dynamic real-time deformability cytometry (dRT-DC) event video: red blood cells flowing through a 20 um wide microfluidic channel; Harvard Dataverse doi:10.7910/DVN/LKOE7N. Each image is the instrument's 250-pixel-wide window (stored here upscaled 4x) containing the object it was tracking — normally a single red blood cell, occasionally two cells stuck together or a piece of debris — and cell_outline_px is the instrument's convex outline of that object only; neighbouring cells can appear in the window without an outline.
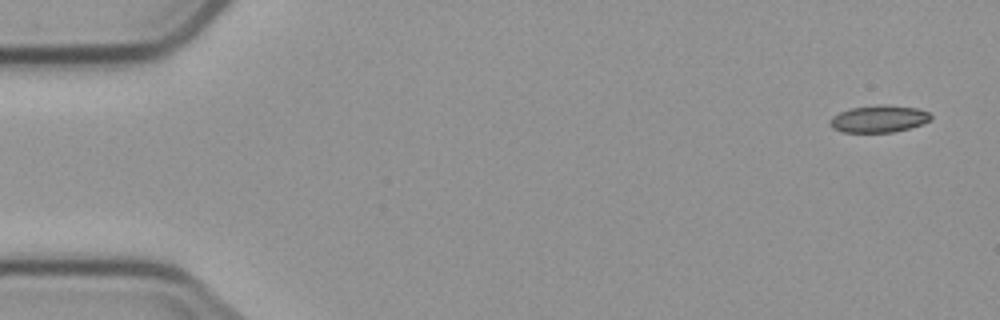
{"species": "common noctule bat (a hibernating species)", "species_latin": "Nyctalus noctula", "temperature_condition": "cold", "stored_images_in_passage": 6, "segment_of_instrument_passage": [2, 2], "camera_frame_rate_fps": 3000, "um_per_image_px": 0.085, "animal": {"sex": "male", "body_mass_g": 23.1, "forearm_length_mm": 52.7}, "frame": {"image": 1, "passage_image": 6, "time_ms": 6.667, "image_size_px": [1000, 320], "cell_outline_px": [[932, 116], [928, 120], [920, 124], [908, 128], [892, 132], [844, 132], [832, 128], [828, 120], [832, 116], [848, 108], [880, 104], [888, 104], [916, 108], [928, 112]], "centroid_in_image_um": [74.65, 10.08], "position_along_channel_um": 10.4, "area_um2": 15.9}}